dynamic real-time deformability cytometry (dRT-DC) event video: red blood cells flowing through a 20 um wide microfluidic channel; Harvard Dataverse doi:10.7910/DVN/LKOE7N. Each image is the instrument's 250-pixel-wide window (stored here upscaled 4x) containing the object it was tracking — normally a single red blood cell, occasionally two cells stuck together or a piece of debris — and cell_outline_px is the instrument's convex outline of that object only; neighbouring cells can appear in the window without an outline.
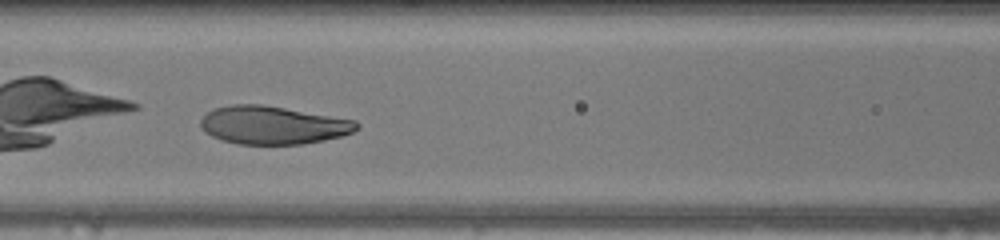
{"species": "human", "species_latin": "Homo sapiens", "temperature_condition": "warm", "stored_images_in_passage": 28, "camera_frame_rate_fps": 3000, "um_per_image_px": 0.085, "donor": {"sex": "female"}, "frame": {"image": 1, "passage_image": 6, "time_ms": 1.667, "image_size_px": [1000, 240], "cell_outline_px": [[360, 128], [352, 132], [340, 136], [324, 140], [300, 144], [240, 144], [224, 140], [212, 136], [204, 132], [200, 124], [200, 120], [208, 112], [216, 108], [232, 104], [264, 104], [356, 120], [360, 124]], "centroid_in_image_um": [23.22, 10.62], "position_along_channel_um": 143.4, "area_um2": 34.62}}
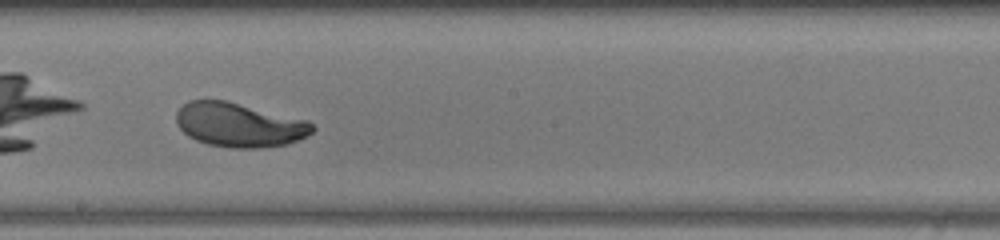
{"frame": {"image": 2, "passage_image": 12, "time_ms": 3.667, "image_size_px": [1000, 240], "cell_outline_px": [[316, 128], [308, 136], [288, 144], [260, 148], [232, 148], [208, 144], [196, 140], [188, 136], [176, 124], [176, 112], [188, 100], [224, 100], [308, 120]], "centroid_in_image_um": [20.34, 10.62], "position_along_channel_um": 227.9, "area_um2": 35.08}}
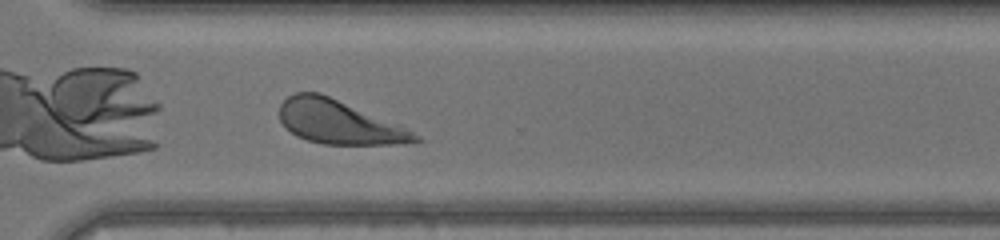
{"frame": {"image": 3, "passage_image": 20, "time_ms": 6.333, "image_size_px": [1000, 240], "cell_outline_px": [[424, 140], [404, 144], [324, 144], [308, 140], [296, 136], [280, 120], [280, 104], [288, 96], [296, 92], [320, 92], [400, 124], [420, 136]], "centroid_in_image_um": [28.85, 10.37], "position_along_channel_um": 341.8, "area_um2": 34.56}}